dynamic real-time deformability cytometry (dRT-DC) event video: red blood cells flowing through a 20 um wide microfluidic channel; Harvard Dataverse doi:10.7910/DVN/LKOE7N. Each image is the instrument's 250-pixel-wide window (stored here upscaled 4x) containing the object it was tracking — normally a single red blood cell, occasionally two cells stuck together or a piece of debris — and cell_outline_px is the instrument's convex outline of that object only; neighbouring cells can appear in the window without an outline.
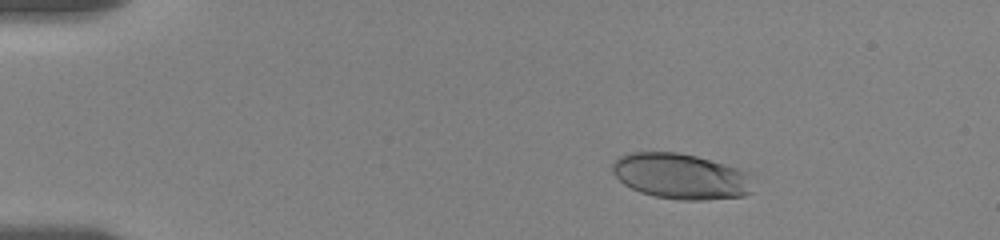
{"species": "human", "species_latin": "Homo sapiens", "temperature_condition": "room temperature", "stored_images_in_passage": 8, "camera_frame_rate_fps": 3000, "um_per_image_px": 0.085, "donor": {"sex": "female"}, "frame": {"image": 1, "passage_image": 4, "time_ms": 3.0, "image_size_px": [1000, 240], "cell_outline_px": [[752, 192], [744, 196], [704, 200], [680, 200], [656, 196], [640, 192], [624, 184], [612, 172], [612, 164], [620, 156], [628, 152], [676, 152], [696, 156], [724, 164], [748, 172]], "centroid_in_image_um": [57.85, 14.98], "position_along_channel_um": 27.1, "area_um2": 37.17}}
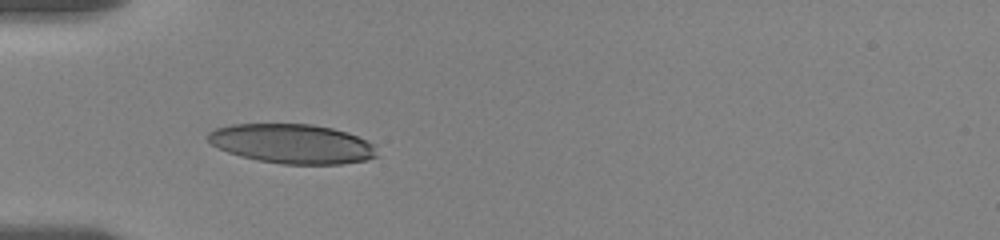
{"frame": {"image": 2, "passage_image": 7, "time_ms": 6.0, "image_size_px": [1000, 240], "cell_outline_px": [[376, 156], [368, 160], [340, 164], [284, 164], [260, 160], [240, 156], [228, 152], [212, 144], [208, 140], [208, 132], [216, 128], [232, 124], [312, 124], [332, 128], [348, 132], [376, 144]], "centroid_in_image_um": [24.87, 12.21], "position_along_channel_um": 60.1, "area_um2": 38.84}}